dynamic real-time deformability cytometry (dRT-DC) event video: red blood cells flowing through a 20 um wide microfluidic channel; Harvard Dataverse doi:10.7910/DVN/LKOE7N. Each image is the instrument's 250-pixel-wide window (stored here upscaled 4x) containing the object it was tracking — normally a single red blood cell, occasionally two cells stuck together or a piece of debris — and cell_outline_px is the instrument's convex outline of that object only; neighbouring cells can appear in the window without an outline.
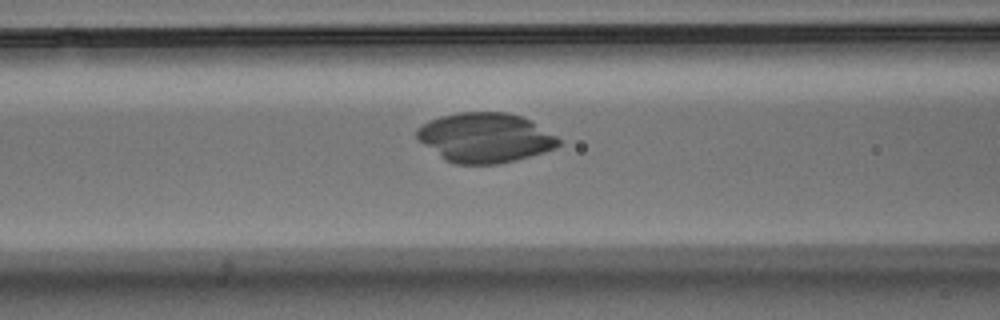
{"species": "Egyptian fruit bat (a non-hibernating species)", "species_latin": "Rousettus aegyptiacus", "temperature_condition": "warm", "stored_images_in_passage": 53, "camera_frame_rate_fps": 3000, "um_per_image_px": 0.085, "animal": {"sex": "male"}, "frame": {"image": 1, "passage_image": 22, "time_ms": 7.0, "image_size_px": [1000, 320], "cell_outline_px": [[560, 144], [556, 148], [544, 152], [516, 160], [500, 164], [456, 164], [444, 160], [424, 144], [416, 136], [416, 128], [428, 120], [440, 116], [460, 112], [508, 112], [520, 116], [528, 120], [556, 136], [560, 140]], "centroid_in_image_um": [41.2, 11.71], "position_along_channel_um": 125.4, "area_um2": 40.86}}
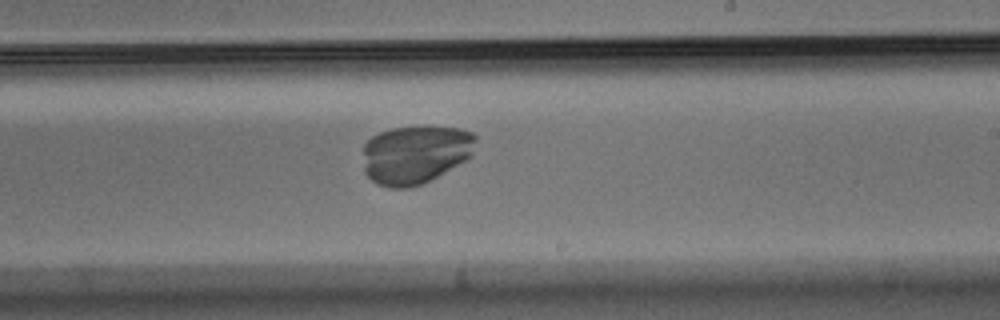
{"frame": {"image": 2, "passage_image": 32, "time_ms": 10.333, "image_size_px": [1000, 320], "cell_outline_px": [[476, 140], [472, 156], [436, 176], [420, 184], [408, 188], [388, 188], [376, 184], [364, 172], [364, 144], [372, 136], [380, 132], [392, 128], [420, 124], [460, 128], [472, 132], [476, 136]], "centroid_in_image_um": [35.3, 13.08], "position_along_channel_um": 253.7, "area_um2": 38.96}}
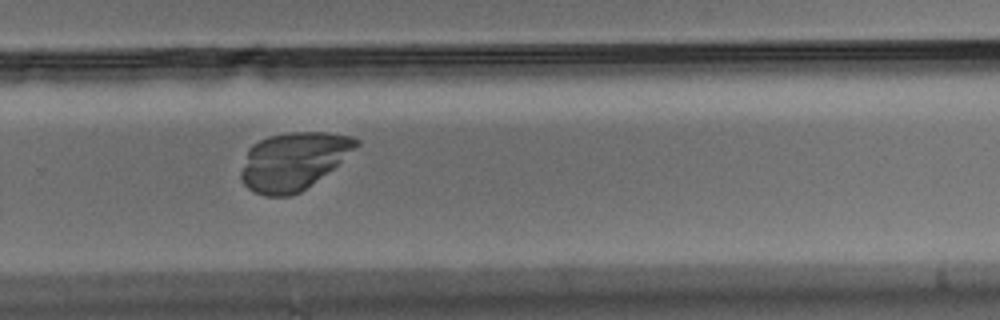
{"frame": {"image": 3, "passage_image": 36, "time_ms": 11.667, "image_size_px": [1000, 320], "cell_outline_px": [[360, 144], [332, 168], [300, 192], [292, 196], [264, 196], [248, 188], [244, 184], [240, 176], [240, 172], [248, 148], [252, 144], [268, 136], [288, 132], [328, 132], [352, 136], [360, 140]], "centroid_in_image_um": [24.9, 13.68], "position_along_channel_um": 304.9, "area_um2": 38.44}}